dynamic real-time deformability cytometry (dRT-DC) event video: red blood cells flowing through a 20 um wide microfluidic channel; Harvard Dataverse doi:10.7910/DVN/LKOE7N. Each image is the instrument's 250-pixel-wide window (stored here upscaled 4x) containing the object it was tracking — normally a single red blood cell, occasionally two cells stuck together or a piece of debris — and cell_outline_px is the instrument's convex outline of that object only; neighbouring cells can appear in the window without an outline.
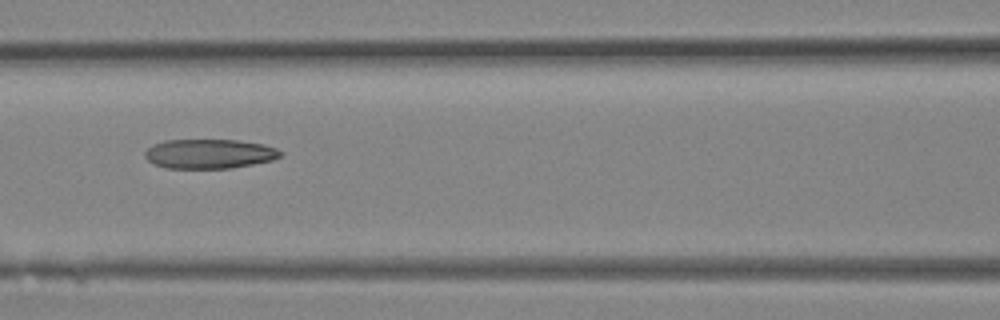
{"species": "Egyptian fruit bat (a non-hibernating species)", "species_latin": "Rousettus aegyptiacus", "temperature_condition": "room temperature", "stored_images_in_passage": 18, "camera_frame_rate_fps": 3000, "um_per_image_px": 0.085, "animal": {"sex": "female"}, "frame": {"image": 1, "passage_image": 13, "time_ms": 4.0, "image_size_px": [1000, 320], "cell_outline_px": [[284, 156], [272, 160], [232, 168], [164, 168], [148, 160], [144, 156], [144, 152], [152, 144], [164, 140], [236, 140], [264, 144], [276, 148], [284, 152]], "centroid_in_image_um": [17.82, 13.07], "position_along_channel_um": 148.8, "area_um2": 23.41}}
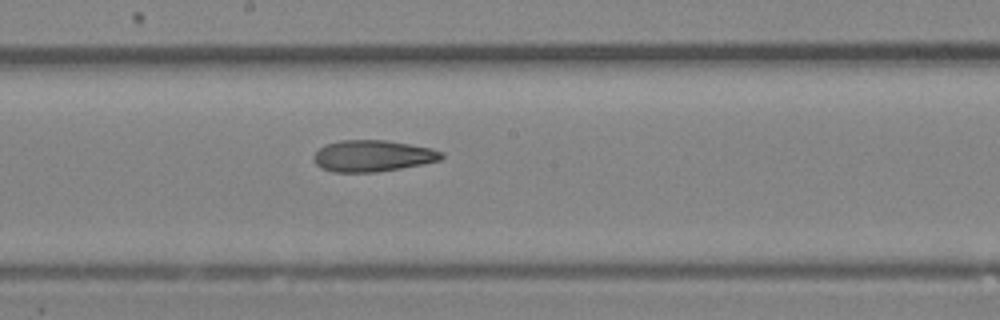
{"frame": {"image": 2, "passage_image": 16, "time_ms": 5.0, "image_size_px": [1000, 320], "cell_outline_px": [[444, 156], [440, 160], [424, 164], [376, 172], [332, 172], [320, 168], [312, 160], [312, 156], [324, 144], [340, 140], [388, 140], [432, 148], [444, 152]], "centroid_in_image_um": [31.66, 13.25], "position_along_channel_um": 216.5, "area_um2": 23.7}}
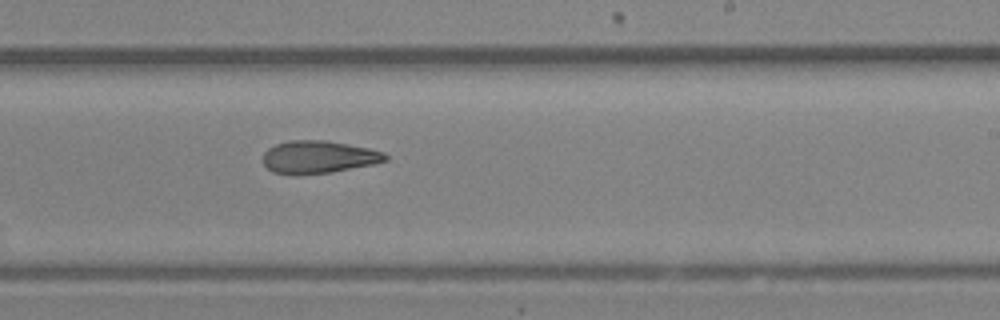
{"frame": {"image": 3, "passage_image": 18, "time_ms": 5.667, "image_size_px": [1000, 320], "cell_outline_px": [[388, 160], [372, 164], [332, 172], [292, 176], [272, 172], [264, 164], [264, 152], [268, 148], [276, 144], [288, 140], [324, 140], [368, 148], [384, 152], [388, 156]], "centroid_in_image_um": [27.04, 13.36], "position_along_channel_um": 262.0, "area_um2": 23.35}}